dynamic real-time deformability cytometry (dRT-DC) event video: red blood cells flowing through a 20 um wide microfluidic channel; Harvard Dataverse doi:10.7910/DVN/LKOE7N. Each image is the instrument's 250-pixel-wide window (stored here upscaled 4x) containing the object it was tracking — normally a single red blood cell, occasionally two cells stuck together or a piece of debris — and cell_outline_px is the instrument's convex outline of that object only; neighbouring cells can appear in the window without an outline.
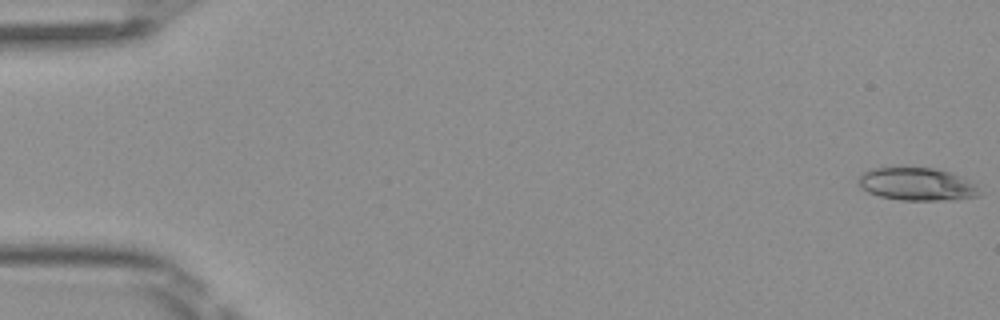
{"species": "Egyptian fruit bat (a non-hibernating species)", "species_latin": "Rousettus aegyptiacus", "temperature_condition": "room temperature", "stored_images_in_passage": 49, "camera_frame_rate_fps": 3000, "um_per_image_px": 0.085, "frame": {"image": 1, "passage_image": 1, "time_ms": 0.0, "image_size_px": [1000, 320], "cell_outline_px": [[980, 196], [952, 200], [900, 200], [880, 196], [868, 192], [860, 188], [856, 180], [868, 168], [936, 168], [948, 172], [976, 184]], "centroid_in_image_um": [77.89, 15.66], "position_along_channel_um": 7.1, "area_um2": 23.06}}
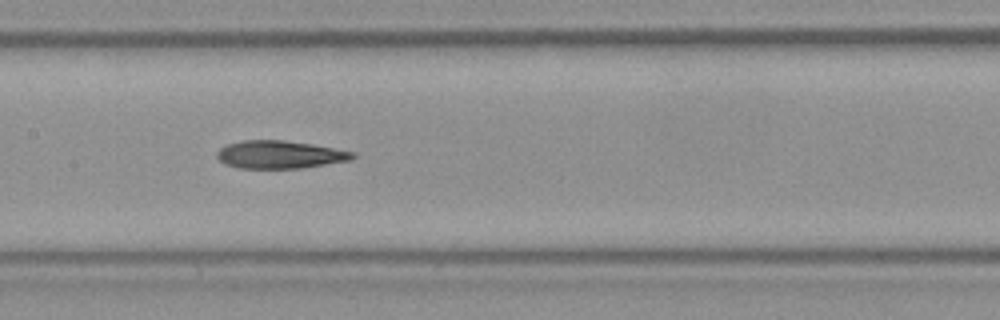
{"frame": {"image": 2, "passage_image": 25, "time_ms": 8.0, "image_size_px": [1000, 320], "cell_outline_px": [[356, 156], [352, 160], [300, 168], [240, 168], [224, 164], [216, 156], [216, 152], [220, 148], [228, 144], [244, 140], [284, 140], [312, 144], [356, 152]], "centroid_in_image_um": [23.79, 13.14], "position_along_channel_um": 183.6, "area_um2": 22.02}}
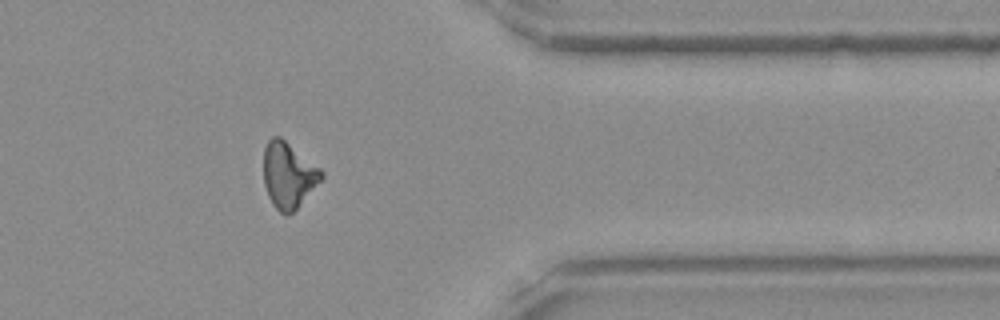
{"frame": {"image": 3, "passage_image": 41, "time_ms": 13.333, "image_size_px": [1000, 320], "cell_outline_px": [[324, 176], [296, 208], [288, 216], [284, 216], [272, 204], [268, 196], [264, 184], [264, 148], [268, 140], [272, 136], [280, 136], [320, 168], [324, 172]], "centroid_in_image_um": [24.49, 14.88], "position_along_channel_um": 386.9, "area_um2": 21.96}}